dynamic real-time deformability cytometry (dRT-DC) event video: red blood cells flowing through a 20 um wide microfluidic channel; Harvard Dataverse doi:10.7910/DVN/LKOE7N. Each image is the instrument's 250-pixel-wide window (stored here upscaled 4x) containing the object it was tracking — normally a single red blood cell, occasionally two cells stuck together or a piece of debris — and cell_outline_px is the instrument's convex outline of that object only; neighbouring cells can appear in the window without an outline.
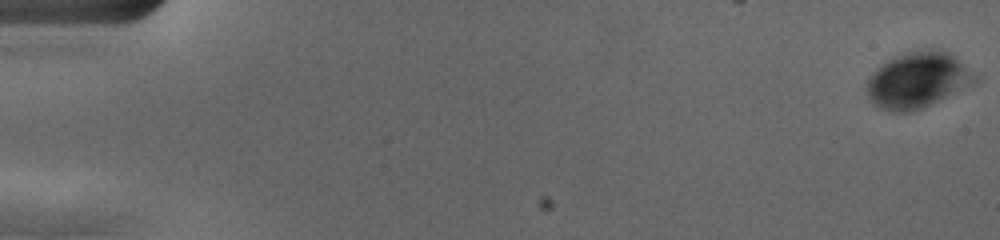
{"species": "human", "species_latin": "Homo sapiens", "temperature_condition": "cold", "stored_images_in_passage": 57, "camera_frame_rate_fps": 3000, "um_per_image_px": 0.085, "donor": {"sex": "female"}, "frame": {"image": 1, "passage_image": 1, "time_ms": 0.0, "image_size_px": [1000, 240], "cell_outline_px": [[976, 80], [956, 92], [920, 108], [908, 112], [896, 112], [880, 108], [868, 96], [868, 80], [888, 60], [896, 56], [912, 52], [948, 52], [976, 76]], "centroid_in_image_um": [77.98, 6.85], "position_along_channel_um": 7.0, "area_um2": 33.06}}
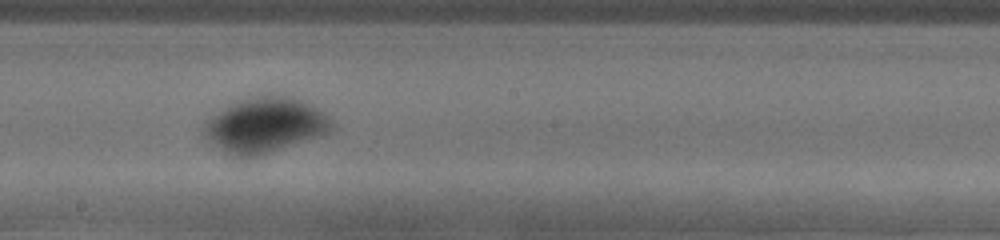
{"frame": {"image": 2, "passage_image": 33, "time_ms": 10.667, "image_size_px": [1000, 240], "cell_outline_px": [[332, 128], [328, 132], [320, 136], [260, 156], [236, 156], [224, 152], [208, 140], [204, 136], [204, 124], [216, 112], [228, 104], [248, 96], [260, 92], [272, 92], [292, 96], [304, 100], [332, 116]], "centroid_in_image_um": [22.56, 10.57], "position_along_channel_um": 225.6, "area_um2": 41.96}}
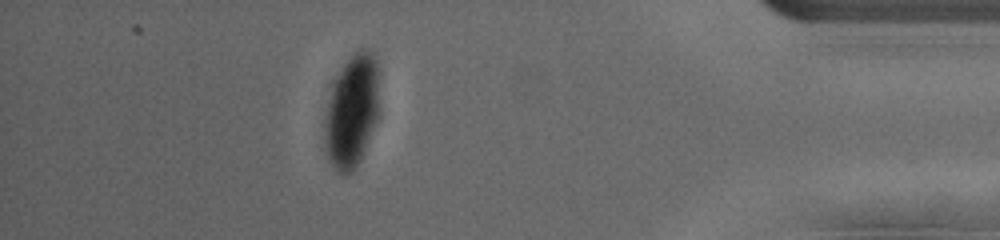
{"frame": {"image": 3, "passage_image": 51, "time_ms": 16.667, "image_size_px": [1000, 240], "cell_outline_px": [[380, 116], [360, 160], [352, 172], [348, 176], [344, 176], [336, 172], [328, 160], [324, 148], [324, 120], [328, 84], [344, 64], [360, 48], [364, 48], [372, 52], [376, 60], [380, 72]], "centroid_in_image_um": [29.9, 9.44], "position_along_channel_um": 405.3, "area_um2": 37.97}, "authors_computed_cell_mechanics": {"area_um2": 38.3214, "velocity_mm_per_s": 3.658, "shape_relaxation_time_tau1_ms": 3.8002, "shape_relaxation_time_tau2_ms": null, "deformation_change_tau1": 0.0901, "deformation_change_tau2": null}}